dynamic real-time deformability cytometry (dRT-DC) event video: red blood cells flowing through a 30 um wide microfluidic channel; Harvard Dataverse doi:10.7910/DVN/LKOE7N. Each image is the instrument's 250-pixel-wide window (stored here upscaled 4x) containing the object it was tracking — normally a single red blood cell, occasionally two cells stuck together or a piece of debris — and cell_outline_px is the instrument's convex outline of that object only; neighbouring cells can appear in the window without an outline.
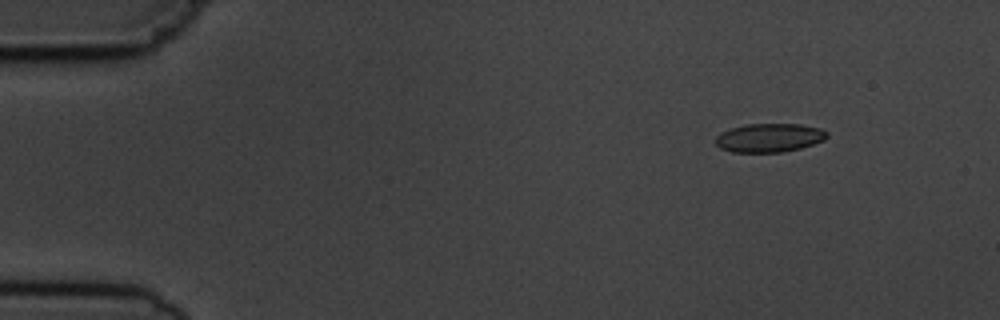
{"species": "common noctule bat (a hibernating species)", "species_latin": "Nyctalus noctula", "temperature_condition": "cold", "stored_images_in_passage": 10, "camera_frame_rate_fps": 3000, "um_per_image_px": 0.085, "animal": {"sex": "male", "body_mass_g": 19.5, "forearm_length_mm": 54.6}, "frame": {"image": 1, "passage_image": 2, "time_ms": 1.0, "image_size_px": [1000, 320], "cell_outline_px": [[828, 136], [824, 140], [800, 148], [780, 152], [732, 152], [720, 148], [716, 144], [716, 136], [720, 132], [732, 128], [748, 124], [800, 124], [820, 128], [828, 132]], "centroid_in_image_um": [65.39, 11.71], "position_along_channel_um": 19.6, "area_um2": 18.55}}
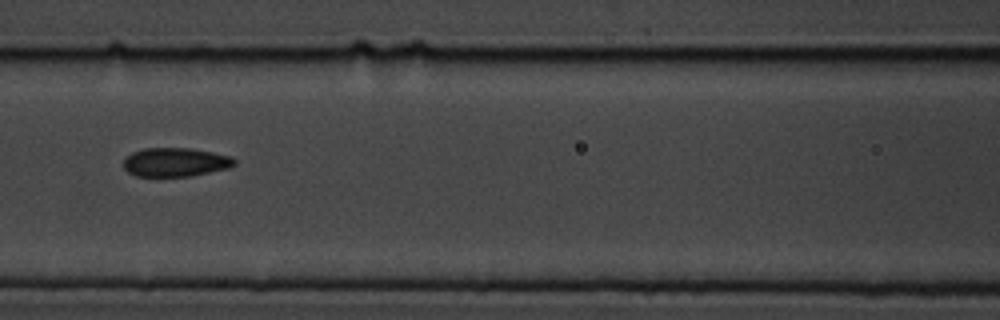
{"frame": {"image": 2, "passage_image": 7, "time_ms": 7.0, "image_size_px": [1000, 320], "cell_outline_px": [[236, 164], [228, 168], [192, 176], [136, 176], [128, 172], [124, 168], [124, 160], [132, 152], [144, 148], [188, 148], [212, 152], [232, 156], [236, 160]], "centroid_in_image_um": [14.93, 13.78], "position_along_channel_um": 151.7, "area_um2": 18.61}}
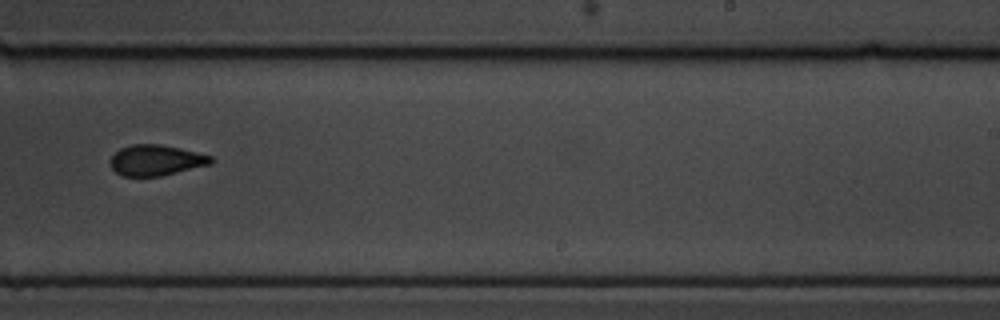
{"frame": {"image": 3, "passage_image": 10, "time_ms": 10.333, "image_size_px": [1000, 320], "cell_outline_px": [[216, 160], [212, 164], [160, 176], [124, 176], [116, 172], [112, 168], [108, 160], [120, 148], [132, 144], [160, 144], [180, 148], [212, 156]], "centroid_in_image_um": [13.27, 13.61], "position_along_channel_um": 275.7, "area_um2": 18.09}}